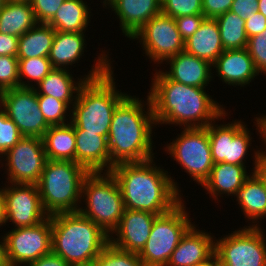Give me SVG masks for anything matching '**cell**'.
Masks as SVG:
<instances>
[{
    "label": "cell",
    "mask_w": 266,
    "mask_h": 266,
    "mask_svg": "<svg viewBox=\"0 0 266 266\" xmlns=\"http://www.w3.org/2000/svg\"><path fill=\"white\" fill-rule=\"evenodd\" d=\"M155 71L148 95L158 127L162 124L182 128L207 127L229 116L226 107L215 101L206 88L170 80L160 68Z\"/></svg>",
    "instance_id": "cell-1"
},
{
    "label": "cell",
    "mask_w": 266,
    "mask_h": 266,
    "mask_svg": "<svg viewBox=\"0 0 266 266\" xmlns=\"http://www.w3.org/2000/svg\"><path fill=\"white\" fill-rule=\"evenodd\" d=\"M154 161L152 158L112 167L110 172L118 182L125 209L161 215L183 200L179 183Z\"/></svg>",
    "instance_id": "cell-2"
},
{
    "label": "cell",
    "mask_w": 266,
    "mask_h": 266,
    "mask_svg": "<svg viewBox=\"0 0 266 266\" xmlns=\"http://www.w3.org/2000/svg\"><path fill=\"white\" fill-rule=\"evenodd\" d=\"M142 99L128 94L113 112L107 138L110 171L117 164L143 162L157 154L153 153L156 122L151 99L149 95Z\"/></svg>",
    "instance_id": "cell-3"
},
{
    "label": "cell",
    "mask_w": 266,
    "mask_h": 266,
    "mask_svg": "<svg viewBox=\"0 0 266 266\" xmlns=\"http://www.w3.org/2000/svg\"><path fill=\"white\" fill-rule=\"evenodd\" d=\"M52 253L70 266L87 265L109 244V235L79 212L51 215Z\"/></svg>",
    "instance_id": "cell-4"
},
{
    "label": "cell",
    "mask_w": 266,
    "mask_h": 266,
    "mask_svg": "<svg viewBox=\"0 0 266 266\" xmlns=\"http://www.w3.org/2000/svg\"><path fill=\"white\" fill-rule=\"evenodd\" d=\"M112 70L97 79L87 80L79 90L71 107L70 123L74 128L108 138L113 112L128 95L116 87Z\"/></svg>",
    "instance_id": "cell-5"
},
{
    "label": "cell",
    "mask_w": 266,
    "mask_h": 266,
    "mask_svg": "<svg viewBox=\"0 0 266 266\" xmlns=\"http://www.w3.org/2000/svg\"><path fill=\"white\" fill-rule=\"evenodd\" d=\"M89 171L73 161L47 160L37 183L42 206L51 216L78 212L82 184Z\"/></svg>",
    "instance_id": "cell-6"
},
{
    "label": "cell",
    "mask_w": 266,
    "mask_h": 266,
    "mask_svg": "<svg viewBox=\"0 0 266 266\" xmlns=\"http://www.w3.org/2000/svg\"><path fill=\"white\" fill-rule=\"evenodd\" d=\"M81 201L85 206L81 204L78 212L110 236L125 211L120 187L112 173L89 172L82 184Z\"/></svg>",
    "instance_id": "cell-7"
},
{
    "label": "cell",
    "mask_w": 266,
    "mask_h": 266,
    "mask_svg": "<svg viewBox=\"0 0 266 266\" xmlns=\"http://www.w3.org/2000/svg\"><path fill=\"white\" fill-rule=\"evenodd\" d=\"M184 202L155 218L150 236L138 253L144 266H166L181 238L195 224Z\"/></svg>",
    "instance_id": "cell-8"
},
{
    "label": "cell",
    "mask_w": 266,
    "mask_h": 266,
    "mask_svg": "<svg viewBox=\"0 0 266 266\" xmlns=\"http://www.w3.org/2000/svg\"><path fill=\"white\" fill-rule=\"evenodd\" d=\"M182 132L164 150L198 185L209 177L213 167L207 127L181 128Z\"/></svg>",
    "instance_id": "cell-9"
},
{
    "label": "cell",
    "mask_w": 266,
    "mask_h": 266,
    "mask_svg": "<svg viewBox=\"0 0 266 266\" xmlns=\"http://www.w3.org/2000/svg\"><path fill=\"white\" fill-rule=\"evenodd\" d=\"M262 226H243L224 237H215L221 266H266V235Z\"/></svg>",
    "instance_id": "cell-10"
},
{
    "label": "cell",
    "mask_w": 266,
    "mask_h": 266,
    "mask_svg": "<svg viewBox=\"0 0 266 266\" xmlns=\"http://www.w3.org/2000/svg\"><path fill=\"white\" fill-rule=\"evenodd\" d=\"M138 40L150 63L164 64L184 51L185 41L179 34L175 19L162 12L152 17L132 38Z\"/></svg>",
    "instance_id": "cell-11"
},
{
    "label": "cell",
    "mask_w": 266,
    "mask_h": 266,
    "mask_svg": "<svg viewBox=\"0 0 266 266\" xmlns=\"http://www.w3.org/2000/svg\"><path fill=\"white\" fill-rule=\"evenodd\" d=\"M46 161L43 140L38 137H23L0 157L1 167L6 169L5 182L15 184L37 185Z\"/></svg>",
    "instance_id": "cell-12"
},
{
    "label": "cell",
    "mask_w": 266,
    "mask_h": 266,
    "mask_svg": "<svg viewBox=\"0 0 266 266\" xmlns=\"http://www.w3.org/2000/svg\"><path fill=\"white\" fill-rule=\"evenodd\" d=\"M1 109L15 123L23 137L42 138L50 127L40 111L35 88L16 87L0 92Z\"/></svg>",
    "instance_id": "cell-13"
},
{
    "label": "cell",
    "mask_w": 266,
    "mask_h": 266,
    "mask_svg": "<svg viewBox=\"0 0 266 266\" xmlns=\"http://www.w3.org/2000/svg\"><path fill=\"white\" fill-rule=\"evenodd\" d=\"M215 123L216 121L208 126L214 164L225 162L246 166L247 155L253 142L247 124L241 119H235L227 124Z\"/></svg>",
    "instance_id": "cell-14"
},
{
    "label": "cell",
    "mask_w": 266,
    "mask_h": 266,
    "mask_svg": "<svg viewBox=\"0 0 266 266\" xmlns=\"http://www.w3.org/2000/svg\"><path fill=\"white\" fill-rule=\"evenodd\" d=\"M4 238L8 263L28 266L52 252L51 216L36 226L12 227Z\"/></svg>",
    "instance_id": "cell-15"
},
{
    "label": "cell",
    "mask_w": 266,
    "mask_h": 266,
    "mask_svg": "<svg viewBox=\"0 0 266 266\" xmlns=\"http://www.w3.org/2000/svg\"><path fill=\"white\" fill-rule=\"evenodd\" d=\"M98 57L91 65L90 71L87 75L80 76V78L74 79L70 70L54 68L48 75L35 87L37 95H49L60 101L66 102L70 107L76 102L79 90L87 82V80L97 79L105 75L112 67L109 52L105 50L101 51ZM98 58V59H97ZM96 61V62H95ZM112 64V65H111ZM75 94V95H74Z\"/></svg>",
    "instance_id": "cell-16"
},
{
    "label": "cell",
    "mask_w": 266,
    "mask_h": 266,
    "mask_svg": "<svg viewBox=\"0 0 266 266\" xmlns=\"http://www.w3.org/2000/svg\"><path fill=\"white\" fill-rule=\"evenodd\" d=\"M0 190L5 199L6 223L14 228L32 227L46 220L38 186L34 184H3Z\"/></svg>",
    "instance_id": "cell-17"
},
{
    "label": "cell",
    "mask_w": 266,
    "mask_h": 266,
    "mask_svg": "<svg viewBox=\"0 0 266 266\" xmlns=\"http://www.w3.org/2000/svg\"><path fill=\"white\" fill-rule=\"evenodd\" d=\"M157 216L149 212L125 209L117 228L109 236V243L120 250L139 253L150 236Z\"/></svg>",
    "instance_id": "cell-18"
},
{
    "label": "cell",
    "mask_w": 266,
    "mask_h": 266,
    "mask_svg": "<svg viewBox=\"0 0 266 266\" xmlns=\"http://www.w3.org/2000/svg\"><path fill=\"white\" fill-rule=\"evenodd\" d=\"M102 7L114 11L122 35L130 40L152 17L161 13V0H106Z\"/></svg>",
    "instance_id": "cell-19"
},
{
    "label": "cell",
    "mask_w": 266,
    "mask_h": 266,
    "mask_svg": "<svg viewBox=\"0 0 266 266\" xmlns=\"http://www.w3.org/2000/svg\"><path fill=\"white\" fill-rule=\"evenodd\" d=\"M212 73L229 86L245 87L259 76L247 48L224 50L212 64Z\"/></svg>",
    "instance_id": "cell-20"
},
{
    "label": "cell",
    "mask_w": 266,
    "mask_h": 266,
    "mask_svg": "<svg viewBox=\"0 0 266 266\" xmlns=\"http://www.w3.org/2000/svg\"><path fill=\"white\" fill-rule=\"evenodd\" d=\"M196 226L194 224L181 238L166 266H195L215 253V236Z\"/></svg>",
    "instance_id": "cell-21"
},
{
    "label": "cell",
    "mask_w": 266,
    "mask_h": 266,
    "mask_svg": "<svg viewBox=\"0 0 266 266\" xmlns=\"http://www.w3.org/2000/svg\"><path fill=\"white\" fill-rule=\"evenodd\" d=\"M167 63V64H166ZM169 70L162 72L170 79L185 85L206 88L213 81L212 64L185 51L169 58Z\"/></svg>",
    "instance_id": "cell-22"
},
{
    "label": "cell",
    "mask_w": 266,
    "mask_h": 266,
    "mask_svg": "<svg viewBox=\"0 0 266 266\" xmlns=\"http://www.w3.org/2000/svg\"><path fill=\"white\" fill-rule=\"evenodd\" d=\"M76 163L89 172H110L108 139L105 136L74 128Z\"/></svg>",
    "instance_id": "cell-23"
},
{
    "label": "cell",
    "mask_w": 266,
    "mask_h": 266,
    "mask_svg": "<svg viewBox=\"0 0 266 266\" xmlns=\"http://www.w3.org/2000/svg\"><path fill=\"white\" fill-rule=\"evenodd\" d=\"M247 166L225 162L213 164L209 177L201 185L210 198L218 203L223 196H234L243 183L252 175ZM220 197V198H219ZM217 200V201H216Z\"/></svg>",
    "instance_id": "cell-24"
},
{
    "label": "cell",
    "mask_w": 266,
    "mask_h": 266,
    "mask_svg": "<svg viewBox=\"0 0 266 266\" xmlns=\"http://www.w3.org/2000/svg\"><path fill=\"white\" fill-rule=\"evenodd\" d=\"M184 51L213 64L224 51L216 19L206 18L185 41Z\"/></svg>",
    "instance_id": "cell-25"
},
{
    "label": "cell",
    "mask_w": 266,
    "mask_h": 266,
    "mask_svg": "<svg viewBox=\"0 0 266 266\" xmlns=\"http://www.w3.org/2000/svg\"><path fill=\"white\" fill-rule=\"evenodd\" d=\"M234 197H236L238 202L236 204H239L241 212L245 214L244 218L247 219V222H252L249 226H261L262 219L266 218V187L263 182L252 173L243 186L236 191Z\"/></svg>",
    "instance_id": "cell-26"
},
{
    "label": "cell",
    "mask_w": 266,
    "mask_h": 266,
    "mask_svg": "<svg viewBox=\"0 0 266 266\" xmlns=\"http://www.w3.org/2000/svg\"><path fill=\"white\" fill-rule=\"evenodd\" d=\"M85 37H87L86 34L81 32L56 31L48 56L52 67L71 70L69 66L75 63L78 65L85 48L87 49Z\"/></svg>",
    "instance_id": "cell-27"
},
{
    "label": "cell",
    "mask_w": 266,
    "mask_h": 266,
    "mask_svg": "<svg viewBox=\"0 0 266 266\" xmlns=\"http://www.w3.org/2000/svg\"><path fill=\"white\" fill-rule=\"evenodd\" d=\"M42 140L47 160L76 162V138L71 123L50 126Z\"/></svg>",
    "instance_id": "cell-28"
},
{
    "label": "cell",
    "mask_w": 266,
    "mask_h": 266,
    "mask_svg": "<svg viewBox=\"0 0 266 266\" xmlns=\"http://www.w3.org/2000/svg\"><path fill=\"white\" fill-rule=\"evenodd\" d=\"M88 5L83 0H65L47 24L56 31L85 33L92 16Z\"/></svg>",
    "instance_id": "cell-29"
},
{
    "label": "cell",
    "mask_w": 266,
    "mask_h": 266,
    "mask_svg": "<svg viewBox=\"0 0 266 266\" xmlns=\"http://www.w3.org/2000/svg\"><path fill=\"white\" fill-rule=\"evenodd\" d=\"M37 24L31 3L7 1L0 9V33L21 37Z\"/></svg>",
    "instance_id": "cell-30"
},
{
    "label": "cell",
    "mask_w": 266,
    "mask_h": 266,
    "mask_svg": "<svg viewBox=\"0 0 266 266\" xmlns=\"http://www.w3.org/2000/svg\"><path fill=\"white\" fill-rule=\"evenodd\" d=\"M56 30L47 23H37L18 40V59L48 57Z\"/></svg>",
    "instance_id": "cell-31"
},
{
    "label": "cell",
    "mask_w": 266,
    "mask_h": 266,
    "mask_svg": "<svg viewBox=\"0 0 266 266\" xmlns=\"http://www.w3.org/2000/svg\"><path fill=\"white\" fill-rule=\"evenodd\" d=\"M224 50L243 49L247 47L248 36L245 21L231 11L215 18Z\"/></svg>",
    "instance_id": "cell-32"
},
{
    "label": "cell",
    "mask_w": 266,
    "mask_h": 266,
    "mask_svg": "<svg viewBox=\"0 0 266 266\" xmlns=\"http://www.w3.org/2000/svg\"><path fill=\"white\" fill-rule=\"evenodd\" d=\"M18 67L19 87L29 88L37 87L48 73L54 69L48 57L18 59Z\"/></svg>",
    "instance_id": "cell-33"
},
{
    "label": "cell",
    "mask_w": 266,
    "mask_h": 266,
    "mask_svg": "<svg viewBox=\"0 0 266 266\" xmlns=\"http://www.w3.org/2000/svg\"><path fill=\"white\" fill-rule=\"evenodd\" d=\"M37 97L40 111L49 126L70 123L71 116L69 115H71V107L66 102L60 101L49 95H37ZM67 112L69 115H67Z\"/></svg>",
    "instance_id": "cell-34"
},
{
    "label": "cell",
    "mask_w": 266,
    "mask_h": 266,
    "mask_svg": "<svg viewBox=\"0 0 266 266\" xmlns=\"http://www.w3.org/2000/svg\"><path fill=\"white\" fill-rule=\"evenodd\" d=\"M92 266H144L138 253L120 250L110 243L92 262Z\"/></svg>",
    "instance_id": "cell-35"
},
{
    "label": "cell",
    "mask_w": 266,
    "mask_h": 266,
    "mask_svg": "<svg viewBox=\"0 0 266 266\" xmlns=\"http://www.w3.org/2000/svg\"><path fill=\"white\" fill-rule=\"evenodd\" d=\"M202 0H161V12L172 18L203 14Z\"/></svg>",
    "instance_id": "cell-36"
},
{
    "label": "cell",
    "mask_w": 266,
    "mask_h": 266,
    "mask_svg": "<svg viewBox=\"0 0 266 266\" xmlns=\"http://www.w3.org/2000/svg\"><path fill=\"white\" fill-rule=\"evenodd\" d=\"M22 138L23 136L15 123L0 109V157Z\"/></svg>",
    "instance_id": "cell-37"
},
{
    "label": "cell",
    "mask_w": 266,
    "mask_h": 266,
    "mask_svg": "<svg viewBox=\"0 0 266 266\" xmlns=\"http://www.w3.org/2000/svg\"><path fill=\"white\" fill-rule=\"evenodd\" d=\"M19 87L17 56H0V92Z\"/></svg>",
    "instance_id": "cell-38"
},
{
    "label": "cell",
    "mask_w": 266,
    "mask_h": 266,
    "mask_svg": "<svg viewBox=\"0 0 266 266\" xmlns=\"http://www.w3.org/2000/svg\"><path fill=\"white\" fill-rule=\"evenodd\" d=\"M247 50L253 59L256 70L266 76V29L248 38Z\"/></svg>",
    "instance_id": "cell-39"
},
{
    "label": "cell",
    "mask_w": 266,
    "mask_h": 266,
    "mask_svg": "<svg viewBox=\"0 0 266 266\" xmlns=\"http://www.w3.org/2000/svg\"><path fill=\"white\" fill-rule=\"evenodd\" d=\"M65 0H31L37 23H48Z\"/></svg>",
    "instance_id": "cell-40"
},
{
    "label": "cell",
    "mask_w": 266,
    "mask_h": 266,
    "mask_svg": "<svg viewBox=\"0 0 266 266\" xmlns=\"http://www.w3.org/2000/svg\"><path fill=\"white\" fill-rule=\"evenodd\" d=\"M179 34L184 41L189 39L206 19L203 14H195L174 18Z\"/></svg>",
    "instance_id": "cell-41"
},
{
    "label": "cell",
    "mask_w": 266,
    "mask_h": 266,
    "mask_svg": "<svg viewBox=\"0 0 266 266\" xmlns=\"http://www.w3.org/2000/svg\"><path fill=\"white\" fill-rule=\"evenodd\" d=\"M203 15L206 18L215 19L216 17L228 12L233 0H202Z\"/></svg>",
    "instance_id": "cell-42"
},
{
    "label": "cell",
    "mask_w": 266,
    "mask_h": 266,
    "mask_svg": "<svg viewBox=\"0 0 266 266\" xmlns=\"http://www.w3.org/2000/svg\"><path fill=\"white\" fill-rule=\"evenodd\" d=\"M259 0H233L229 11L236 13L242 20H246L258 9Z\"/></svg>",
    "instance_id": "cell-43"
},
{
    "label": "cell",
    "mask_w": 266,
    "mask_h": 266,
    "mask_svg": "<svg viewBox=\"0 0 266 266\" xmlns=\"http://www.w3.org/2000/svg\"><path fill=\"white\" fill-rule=\"evenodd\" d=\"M266 29V17L256 11L245 20V31L248 38L262 33Z\"/></svg>",
    "instance_id": "cell-44"
},
{
    "label": "cell",
    "mask_w": 266,
    "mask_h": 266,
    "mask_svg": "<svg viewBox=\"0 0 266 266\" xmlns=\"http://www.w3.org/2000/svg\"><path fill=\"white\" fill-rule=\"evenodd\" d=\"M253 149V168L251 169L252 173H254L264 184L266 187V148L262 150V148ZM265 150V151H264Z\"/></svg>",
    "instance_id": "cell-45"
},
{
    "label": "cell",
    "mask_w": 266,
    "mask_h": 266,
    "mask_svg": "<svg viewBox=\"0 0 266 266\" xmlns=\"http://www.w3.org/2000/svg\"><path fill=\"white\" fill-rule=\"evenodd\" d=\"M19 37L0 33V56H17Z\"/></svg>",
    "instance_id": "cell-46"
},
{
    "label": "cell",
    "mask_w": 266,
    "mask_h": 266,
    "mask_svg": "<svg viewBox=\"0 0 266 266\" xmlns=\"http://www.w3.org/2000/svg\"><path fill=\"white\" fill-rule=\"evenodd\" d=\"M28 266H70L60 256L50 253L40 257L38 260L30 263Z\"/></svg>",
    "instance_id": "cell-47"
},
{
    "label": "cell",
    "mask_w": 266,
    "mask_h": 266,
    "mask_svg": "<svg viewBox=\"0 0 266 266\" xmlns=\"http://www.w3.org/2000/svg\"><path fill=\"white\" fill-rule=\"evenodd\" d=\"M255 119V120H254ZM254 122L255 123L253 126H256V129L257 132L260 134L259 138H262V142L264 144V147L266 148V115L263 114L262 116H256L255 118H253Z\"/></svg>",
    "instance_id": "cell-48"
},
{
    "label": "cell",
    "mask_w": 266,
    "mask_h": 266,
    "mask_svg": "<svg viewBox=\"0 0 266 266\" xmlns=\"http://www.w3.org/2000/svg\"><path fill=\"white\" fill-rule=\"evenodd\" d=\"M0 239H2L0 240V266H5L8 263V260L4 235H1Z\"/></svg>",
    "instance_id": "cell-49"
},
{
    "label": "cell",
    "mask_w": 266,
    "mask_h": 266,
    "mask_svg": "<svg viewBox=\"0 0 266 266\" xmlns=\"http://www.w3.org/2000/svg\"><path fill=\"white\" fill-rule=\"evenodd\" d=\"M6 224V208H5V199L4 196L0 190V227L3 228V226Z\"/></svg>",
    "instance_id": "cell-50"
},
{
    "label": "cell",
    "mask_w": 266,
    "mask_h": 266,
    "mask_svg": "<svg viewBox=\"0 0 266 266\" xmlns=\"http://www.w3.org/2000/svg\"><path fill=\"white\" fill-rule=\"evenodd\" d=\"M195 266H221V263L218 255L214 253L210 258L203 262L197 263Z\"/></svg>",
    "instance_id": "cell-51"
},
{
    "label": "cell",
    "mask_w": 266,
    "mask_h": 266,
    "mask_svg": "<svg viewBox=\"0 0 266 266\" xmlns=\"http://www.w3.org/2000/svg\"><path fill=\"white\" fill-rule=\"evenodd\" d=\"M258 12H261L263 16L266 17V0H259L258 1Z\"/></svg>",
    "instance_id": "cell-52"
},
{
    "label": "cell",
    "mask_w": 266,
    "mask_h": 266,
    "mask_svg": "<svg viewBox=\"0 0 266 266\" xmlns=\"http://www.w3.org/2000/svg\"><path fill=\"white\" fill-rule=\"evenodd\" d=\"M6 1H10V2H27V3L31 2V0H6Z\"/></svg>",
    "instance_id": "cell-53"
},
{
    "label": "cell",
    "mask_w": 266,
    "mask_h": 266,
    "mask_svg": "<svg viewBox=\"0 0 266 266\" xmlns=\"http://www.w3.org/2000/svg\"><path fill=\"white\" fill-rule=\"evenodd\" d=\"M6 0H0V9L4 6V4L6 3Z\"/></svg>",
    "instance_id": "cell-54"
},
{
    "label": "cell",
    "mask_w": 266,
    "mask_h": 266,
    "mask_svg": "<svg viewBox=\"0 0 266 266\" xmlns=\"http://www.w3.org/2000/svg\"><path fill=\"white\" fill-rule=\"evenodd\" d=\"M5 266H22V265L7 263Z\"/></svg>",
    "instance_id": "cell-55"
},
{
    "label": "cell",
    "mask_w": 266,
    "mask_h": 266,
    "mask_svg": "<svg viewBox=\"0 0 266 266\" xmlns=\"http://www.w3.org/2000/svg\"><path fill=\"white\" fill-rule=\"evenodd\" d=\"M71 266H92V264H87V265H71Z\"/></svg>",
    "instance_id": "cell-56"
}]
</instances>
